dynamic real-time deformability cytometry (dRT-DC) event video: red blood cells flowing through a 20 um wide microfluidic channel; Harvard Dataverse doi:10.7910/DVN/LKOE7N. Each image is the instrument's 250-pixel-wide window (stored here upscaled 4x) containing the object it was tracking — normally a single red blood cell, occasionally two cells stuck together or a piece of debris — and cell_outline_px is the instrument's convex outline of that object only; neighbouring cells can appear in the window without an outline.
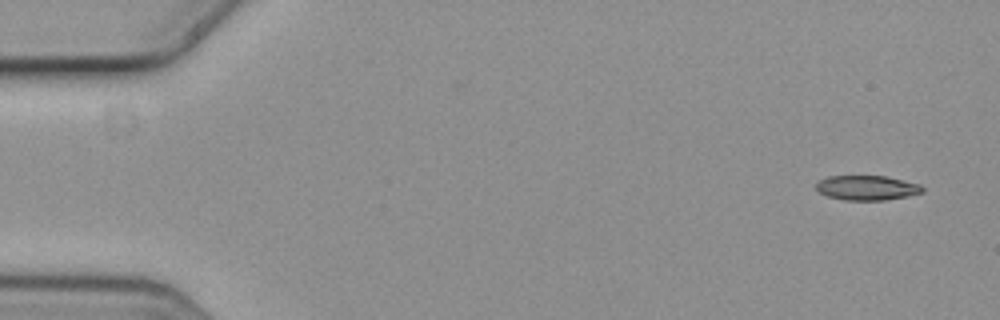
{"species": "common noctule bat (a hibernating species)", "species_latin": "Nyctalus noctula", "temperature_condition": "cold", "stored_images_in_passage": 5, "camera_frame_rate_fps": 3000, "um_per_image_px": 0.085, "animal": {"sex": "female", "body_mass_g": 19.3, "forearm_length_mm": 54.1}, "frame": {"image": 1, "passage_image": 1, "time_ms": 0.0, "image_size_px": [1000, 320], "cell_outline_px": [[924, 192], [908, 196], [884, 200], [844, 200], [828, 196], [820, 192], [816, 188], [816, 184], [820, 180], [828, 176], [884, 176], [920, 184], [924, 188]], "centroid_in_image_um": [73.71, 15.96], "position_along_channel_um": 11.3, "area_um2": 15.2}}
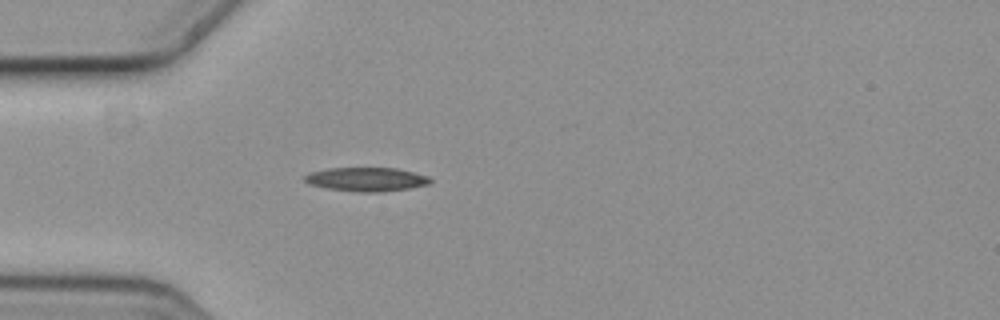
{"frame": {"image": 2, "passage_image": 5, "time_ms": 1.333, "image_size_px": [1000, 320], "cell_outline_px": [[432, 180], [428, 184], [408, 188], [380, 192], [360, 192], [328, 188], [308, 184], [304, 180], [304, 176], [308, 172], [328, 168], [396, 168], [428, 176]], "centroid_in_image_um": [31.1, 15.23], "position_along_channel_um": 53.9, "area_um2": 17.34}}